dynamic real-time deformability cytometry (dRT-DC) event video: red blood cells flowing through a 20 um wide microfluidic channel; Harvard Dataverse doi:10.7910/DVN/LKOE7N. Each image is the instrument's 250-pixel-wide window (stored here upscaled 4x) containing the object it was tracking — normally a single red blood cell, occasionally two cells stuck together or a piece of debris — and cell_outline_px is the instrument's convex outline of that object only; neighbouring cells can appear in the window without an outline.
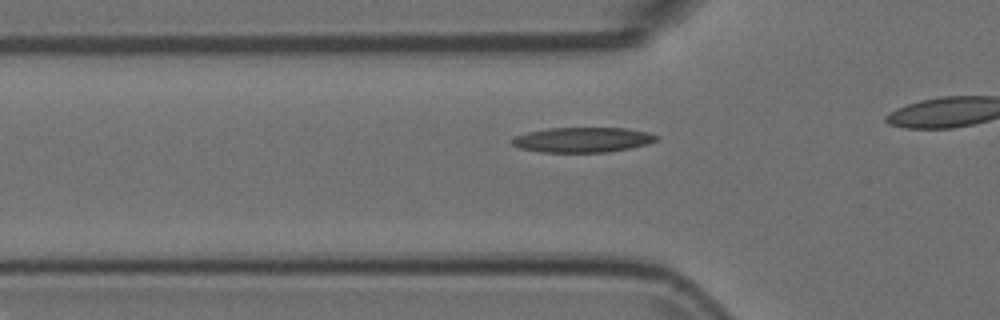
{"species": "Egyptian fruit bat (a non-hibernating species)", "species_latin": "Rousettus aegyptiacus", "temperature_condition": "room temperature", "stored_images_in_passage": 11, "camera_frame_rate_fps": 3000, "um_per_image_px": 0.085, "animal": {"sex": "female"}, "frame": {"image": 1, "passage_image": 6, "time_ms": 1.667, "image_size_px": [1000, 320], "cell_outline_px": [[660, 136], [656, 140], [648, 144], [608, 152], [540, 152], [520, 148], [512, 144], [508, 140], [512, 136], [528, 132], [548, 128], [624, 128], [648, 132]], "centroid_in_image_um": [49.47, 11.88], "position_along_channel_um": 76.3, "area_um2": 21.15}}